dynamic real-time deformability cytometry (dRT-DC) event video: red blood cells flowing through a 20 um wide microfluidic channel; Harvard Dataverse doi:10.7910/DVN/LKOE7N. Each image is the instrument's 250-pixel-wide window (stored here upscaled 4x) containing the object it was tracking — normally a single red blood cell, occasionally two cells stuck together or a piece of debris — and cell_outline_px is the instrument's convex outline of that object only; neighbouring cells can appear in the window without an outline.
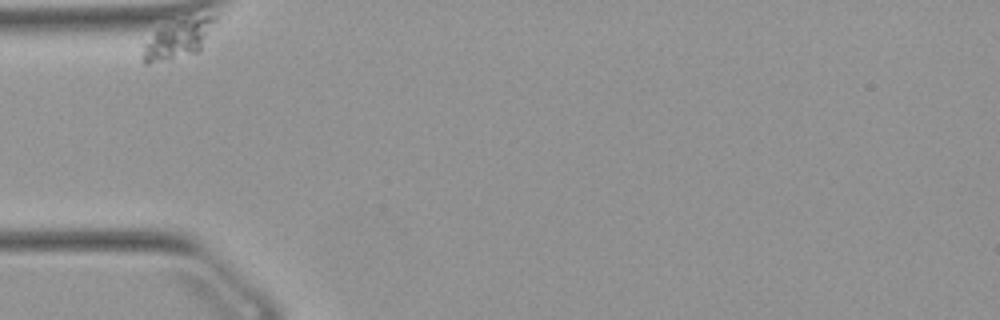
{"species": "Egyptian fruit bat (a non-hibernating species)", "species_latin": "Rousettus aegyptiacus", "temperature_condition": "warm", "stored_images_in_passage": 17, "camera_frame_rate_fps": 3000, "um_per_image_px": 0.085, "animal": {"sex": "female"}, "frame": {"image": 1, "passage_image": 1, "time_ms": 0.0, "image_size_px": [1000, 320], "cell_outline_px": [[216, 20], [200, 52], [172, 60], [148, 64], [144, 64], [144, 44], [160, 28], [180, 20], [204, 16], [216, 16]], "centroid_in_image_um": [15.16, 3.37], "position_along_channel_um": 69.8, "area_um2": 15.95}}
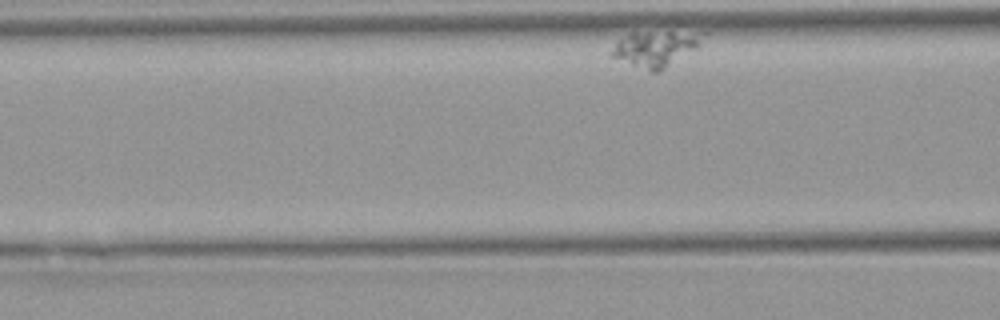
{"frame": {"image": 2, "passage_image": 7, "time_ms": 2.0, "image_size_px": [1000, 320], "cell_outline_px": [[708, 32], [700, 44], [696, 48], [660, 72], [652, 72], [612, 56], [608, 52], [616, 40], [632, 32]], "centroid_in_image_um": [55.72, 4.11], "position_along_channel_um": 110.9, "area_um2": 18.96}}
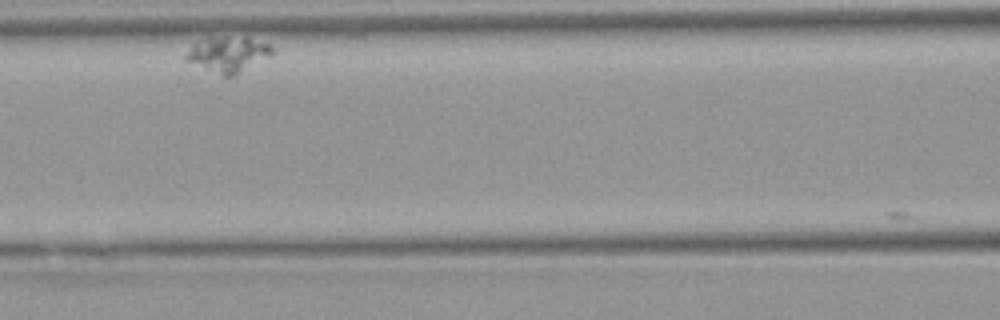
{"frame": {"image": 3, "passage_image": 12, "time_ms": 3.667, "image_size_px": [1000, 320], "cell_outline_px": [[272, 52], [232, 76], [224, 76], [184, 60], [184, 56], [192, 44], [208, 36], [244, 36], [268, 44], [272, 48]], "centroid_in_image_um": [19.27, 4.56], "position_along_channel_um": 147.3, "area_um2": 17.4}}